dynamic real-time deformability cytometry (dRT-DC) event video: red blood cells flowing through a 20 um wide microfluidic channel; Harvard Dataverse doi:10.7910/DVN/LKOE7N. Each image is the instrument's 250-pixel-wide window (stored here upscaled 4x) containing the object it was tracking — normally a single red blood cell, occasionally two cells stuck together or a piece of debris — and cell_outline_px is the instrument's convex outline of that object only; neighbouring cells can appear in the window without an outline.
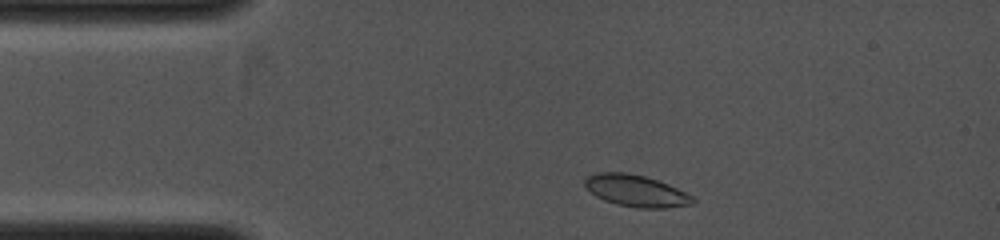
{"species": "common noctule bat (a hibernating species)", "species_latin": "Nyctalus noctula", "temperature_condition": "cold", "stored_images_in_passage": 5, "camera_frame_rate_fps": 4000, "um_per_image_px": 0.085, "animal": {"sex": "female", "body_mass_g": 19.0, "forearm_length_mm": 53.3}, "frame": {"image": 1, "passage_image": 2, "time_ms": 0.5, "image_size_px": [1000, 240], "cell_outline_px": [[696, 200], [692, 204], [664, 208], [636, 208], [616, 204], [604, 200], [596, 196], [584, 184], [584, 180], [588, 176], [596, 172], [628, 172], [644, 176], [668, 184], [692, 196]], "centroid_in_image_um": [54.05, 16.22], "position_along_channel_um": 31.0, "area_um2": 19.83}}